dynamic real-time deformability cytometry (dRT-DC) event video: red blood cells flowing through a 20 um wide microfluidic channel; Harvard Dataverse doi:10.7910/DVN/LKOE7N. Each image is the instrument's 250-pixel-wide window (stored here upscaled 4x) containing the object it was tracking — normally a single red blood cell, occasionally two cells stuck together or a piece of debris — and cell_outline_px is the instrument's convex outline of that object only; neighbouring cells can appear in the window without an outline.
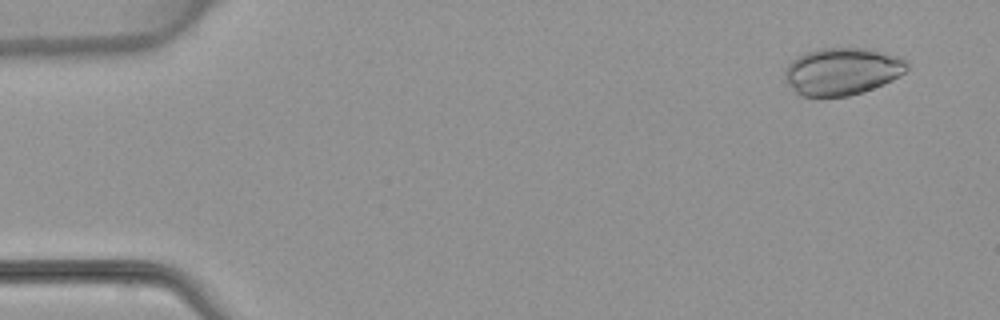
{"species": "common noctule bat (a hibernating species)", "species_latin": "Nyctalus noctula", "temperature_condition": "warm", "stored_images_in_passage": 4, "camera_frame_rate_fps": 3000, "um_per_image_px": 0.085, "animal": {"sex": "female", "body_mass_g": 22.7, "forearm_length_mm": 54.2}, "frame": {"image": 1, "passage_image": 1, "time_ms": 0.0, "image_size_px": [1000, 320], "cell_outline_px": [[908, 68], [900, 76], [892, 80], [864, 92], [848, 96], [800, 96], [784, 80], [784, 68], [796, 56], [820, 48], [872, 48], [904, 56], [908, 60]], "centroid_in_image_um": [71.62, 6.04], "position_along_channel_um": 13.4, "area_um2": 34.28}}